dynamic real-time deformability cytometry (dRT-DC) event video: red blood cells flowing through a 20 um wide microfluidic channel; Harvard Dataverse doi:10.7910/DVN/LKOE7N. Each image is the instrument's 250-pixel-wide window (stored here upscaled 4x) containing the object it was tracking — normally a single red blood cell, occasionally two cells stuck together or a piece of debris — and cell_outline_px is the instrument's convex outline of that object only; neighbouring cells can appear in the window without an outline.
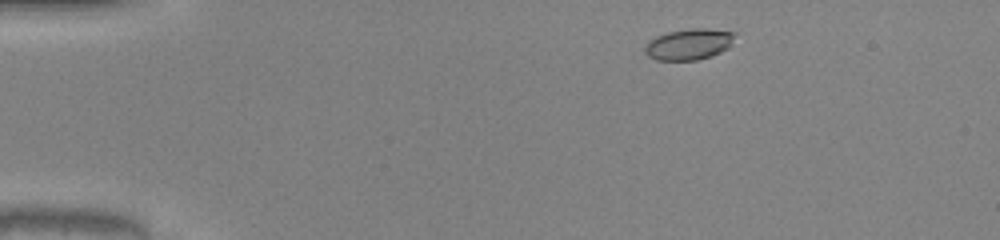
{"species": "common noctule bat (a hibernating species)", "species_latin": "Nyctalus noctula", "temperature_condition": "warm", "stored_images_in_passage": 46, "camera_frame_rate_fps": 3000, "um_per_image_px": 0.085, "animal": {"sex": "male", "body_mass_g": 20.0, "forearm_length_mm": 53.3}, "frame": {"image": 1, "passage_image": 4, "time_ms": 1.0, "image_size_px": [1000, 240], "cell_outline_px": [[736, 32], [728, 48], [712, 56], [696, 60], [656, 60], [648, 56], [644, 52], [644, 48], [656, 36], [668, 32], [692, 28], [708, 28]], "centroid_in_image_um": [58.57, 3.76], "position_along_channel_um": 26.4, "area_um2": 16.18}}
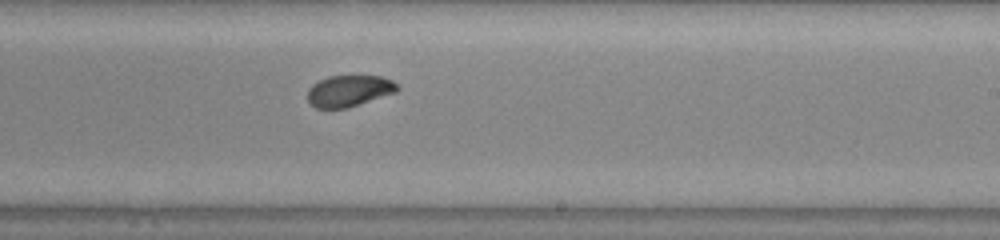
{"frame": {"image": 2, "passage_image": 27, "time_ms": 8.667, "image_size_px": [1000, 240], "cell_outline_px": [[400, 88], [396, 92], [348, 108], [316, 108], [308, 100], [308, 88], [312, 84], [328, 76], [380, 76], [392, 80]], "centroid_in_image_um": [29.67, 7.72], "position_along_channel_um": 259.3, "area_um2": 16.36}}
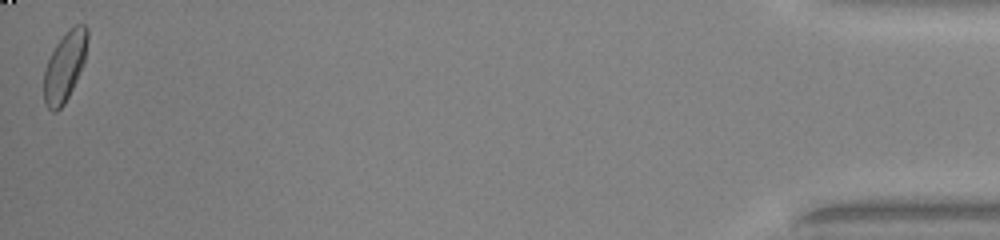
{"frame": {"image": 3, "passage_image": 46, "time_ms": 15.0, "image_size_px": [1000, 240], "cell_outline_px": [[88, 36], [84, 64], [64, 104], [56, 112], [52, 112], [44, 104], [44, 68], [56, 44], [76, 24], [84, 24], [88, 28]], "centroid_in_image_um": [5.5, 5.68], "position_along_channel_um": 429.7, "area_um2": 17.4}, "authors_computed_cell_mechanics": {"area_um2": 17.1666, "velocity_mm_per_s": 4.1214, "shape_relaxation_time_tau1_ms": 3.9056, "shape_relaxation_time_tau2_ms": 1.2661, "deformation_change_tau1": 0.1262, "deformation_change_tau2": 0.0461}}